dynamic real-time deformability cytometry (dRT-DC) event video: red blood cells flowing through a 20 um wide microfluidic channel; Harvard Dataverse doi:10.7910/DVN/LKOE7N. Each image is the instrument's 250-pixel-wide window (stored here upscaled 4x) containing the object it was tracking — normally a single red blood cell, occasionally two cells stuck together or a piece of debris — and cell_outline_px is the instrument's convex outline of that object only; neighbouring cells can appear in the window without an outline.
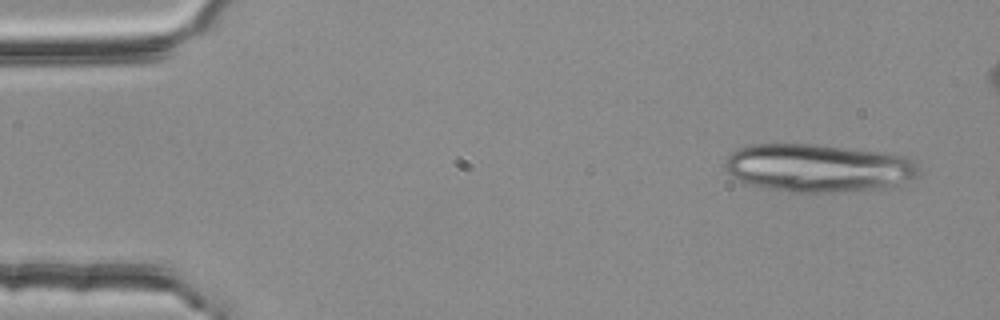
{"species": "common noctule bat (a hibernating species)", "species_latin": "Nyctalus noctula", "temperature_condition": "room temperature", "stored_images_in_passage": 4, "camera_frame_rate_fps": 3000, "um_per_image_px": 0.085, "animal": {"sex": "female", "body_mass_g": 25.1}, "frame": {"image": 1, "passage_image": 1, "time_ms": 0.0, "image_size_px": [1000, 320], "cell_outline_px": [[920, 176], [888, 188], [828, 192], [788, 192], [768, 188], [752, 184], [740, 180], [732, 176], [724, 168], [724, 160], [736, 148], [752, 144], [812, 144], [884, 152], [908, 156], [916, 160], [920, 164]], "centroid_in_image_um": [69.61, 14.27], "position_along_channel_um": 15.4, "area_um2": 54.74}}